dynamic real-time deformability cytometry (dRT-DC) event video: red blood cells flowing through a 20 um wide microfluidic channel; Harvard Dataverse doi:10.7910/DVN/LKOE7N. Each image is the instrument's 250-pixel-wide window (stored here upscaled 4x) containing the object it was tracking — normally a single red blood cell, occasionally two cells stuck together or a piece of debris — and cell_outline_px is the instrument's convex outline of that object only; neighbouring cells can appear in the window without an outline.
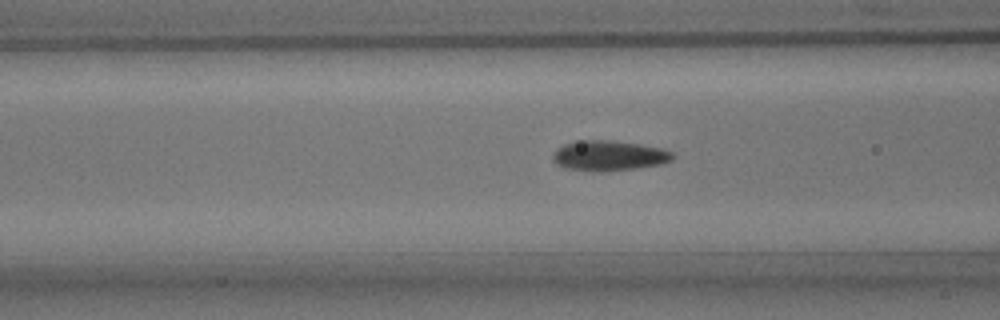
{"species": "common noctule bat (a hibernating species)", "species_latin": "Nyctalus noctula", "temperature_condition": "room temperature", "stored_images_in_passage": 45, "camera_frame_rate_fps": 3000, "um_per_image_px": 0.085, "animal": {"sex": "male", "body_mass_g": 15.6}, "frame": {"image": 1, "passage_image": 16, "time_ms": 5.0, "image_size_px": [1000, 320], "cell_outline_px": [[676, 156], [672, 160], [660, 164], [636, 168], [600, 172], [592, 172], [564, 168], [556, 164], [552, 160], [552, 152], [556, 148], [564, 144], [584, 140], [612, 140], [640, 144], [660, 148], [672, 152]], "centroid_in_image_um": [51.72, 13.24], "position_along_channel_um": 114.9, "area_um2": 21.33}}
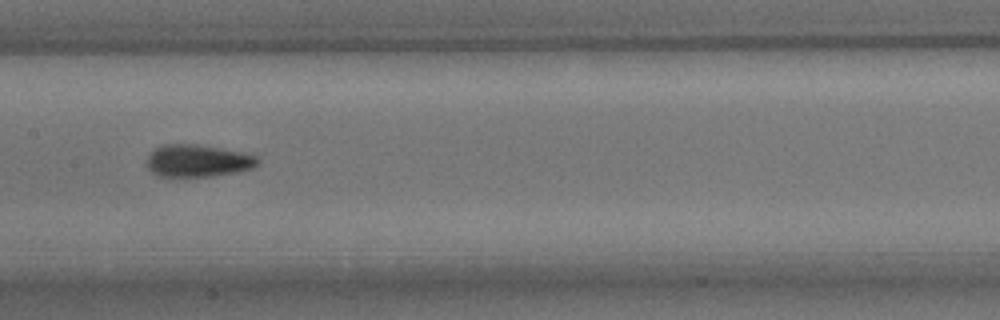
{"frame": {"image": 2, "passage_image": 22, "time_ms": 7.0, "image_size_px": [1000, 320], "cell_outline_px": [[260, 164], [252, 168], [212, 176], [156, 176], [148, 168], [144, 160], [156, 148], [164, 144], [196, 144], [240, 152], [256, 156], [260, 160]], "centroid_in_image_um": [16.77, 13.66], "position_along_channel_um": 190.6, "area_um2": 20.69}}
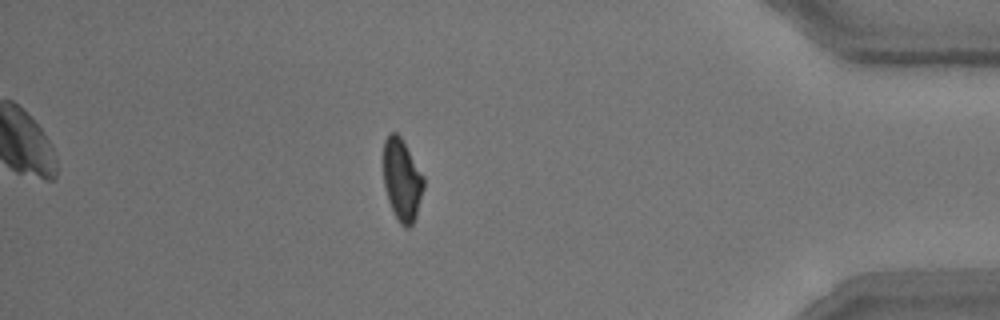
{"frame": {"image": 3, "passage_image": 42, "time_ms": 13.667, "image_size_px": [1000, 320], "cell_outline_px": [[424, 188], [416, 216], [412, 224], [408, 228], [404, 228], [400, 224], [388, 200], [384, 184], [384, 140], [388, 132], [396, 132], [400, 136], [424, 176]], "centroid_in_image_um": [34.17, 15.28], "position_along_channel_um": 401.0, "area_um2": 19.13}}